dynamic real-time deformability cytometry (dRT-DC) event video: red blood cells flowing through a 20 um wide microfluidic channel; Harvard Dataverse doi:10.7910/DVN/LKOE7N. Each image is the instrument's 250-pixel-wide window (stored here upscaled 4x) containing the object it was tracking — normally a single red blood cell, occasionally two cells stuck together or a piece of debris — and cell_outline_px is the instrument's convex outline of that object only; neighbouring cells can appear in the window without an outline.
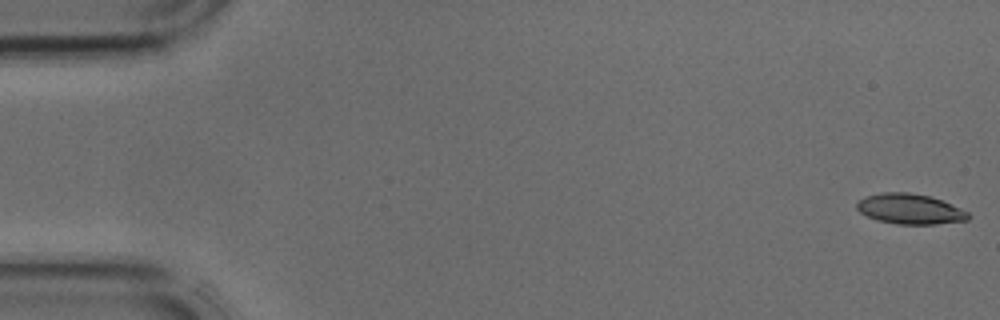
{"species": "common noctule bat (a hibernating species)", "species_latin": "Nyctalus noctula", "temperature_condition": "cold", "stored_images_in_passage": 19, "camera_frame_rate_fps": 3000, "um_per_image_px": 0.085, "animal": {"sex": "male", "body_mass_g": 17.9, "forearm_length_mm": 54.2}, "frame": {"image": 1, "passage_image": 1, "time_ms": 0.0, "image_size_px": [1000, 320], "cell_outline_px": [[972, 216], [968, 220], [936, 224], [896, 224], [876, 220], [860, 212], [856, 208], [856, 204], [864, 196], [884, 192], [908, 192], [928, 196], [940, 200], [960, 208], [968, 212]], "centroid_in_image_um": [77.34, 17.77], "position_along_channel_um": 7.7, "area_um2": 19.59}}
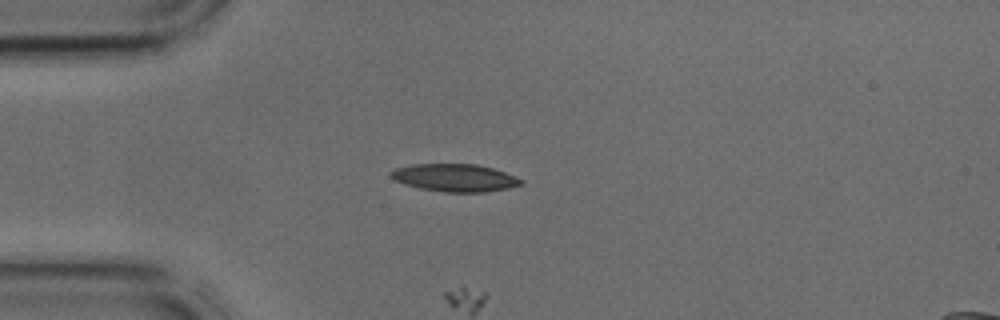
{"frame": {"image": 2, "passage_image": 11, "time_ms": 3.333, "image_size_px": [1000, 320], "cell_outline_px": [[524, 184], [508, 188], [484, 192], [444, 192], [420, 188], [404, 184], [396, 180], [392, 176], [392, 172], [396, 168], [412, 164], [476, 164], [492, 168], [504, 172], [524, 180]], "centroid_in_image_um": [38.7, 15.11], "position_along_channel_um": 46.3, "area_um2": 20.75}}